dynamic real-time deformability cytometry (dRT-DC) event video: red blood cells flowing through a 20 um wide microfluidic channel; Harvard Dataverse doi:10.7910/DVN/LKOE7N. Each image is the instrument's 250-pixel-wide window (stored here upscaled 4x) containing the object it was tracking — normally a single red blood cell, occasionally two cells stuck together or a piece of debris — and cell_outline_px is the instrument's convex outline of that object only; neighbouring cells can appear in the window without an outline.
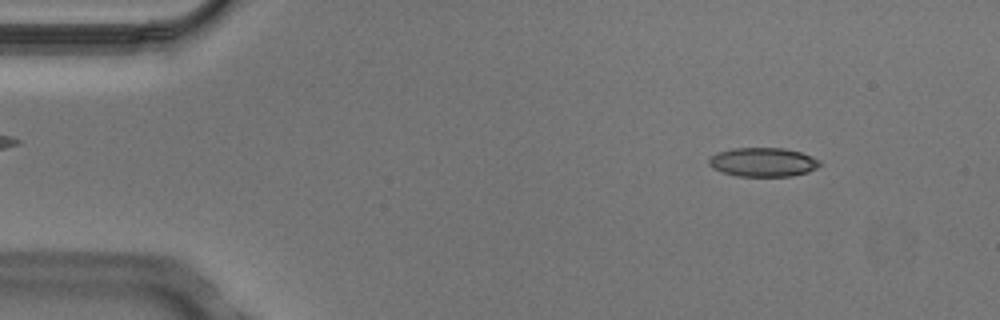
{"species": "Egyptian fruit bat (a non-hibernating species)", "species_latin": "Rousettus aegyptiacus", "temperature_condition": "cold", "stored_images_in_passage": 4, "camera_frame_rate_fps": 3000, "um_per_image_px": 0.085, "animal": {"sex": "male"}, "frame": {"image": 1, "passage_image": 1, "time_ms": 0.0, "image_size_px": [1000, 320], "cell_outline_px": [[820, 164], [816, 168], [808, 172], [792, 176], [736, 176], [720, 172], [712, 168], [708, 164], [708, 160], [716, 152], [732, 148], [784, 148], [800, 152], [820, 160]], "centroid_in_image_um": [64.81, 13.78], "position_along_channel_um": 20.2, "area_um2": 18.84}}